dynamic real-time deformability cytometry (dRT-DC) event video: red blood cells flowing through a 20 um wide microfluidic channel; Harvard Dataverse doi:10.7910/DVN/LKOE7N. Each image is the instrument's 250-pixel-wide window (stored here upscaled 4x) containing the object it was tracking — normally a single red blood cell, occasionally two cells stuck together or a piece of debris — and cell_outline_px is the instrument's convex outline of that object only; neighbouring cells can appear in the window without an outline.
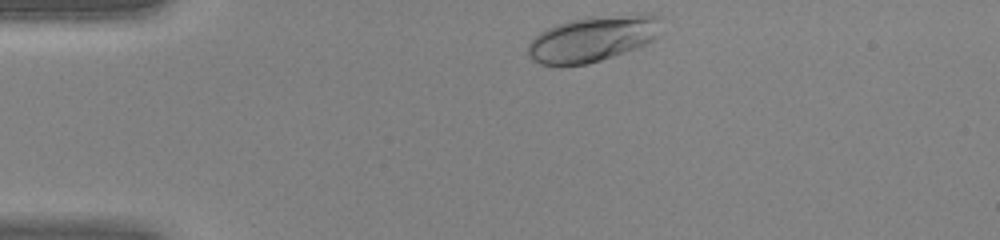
{"species": "human", "species_latin": "Homo sapiens", "temperature_condition": "warm", "stored_images_in_passage": 29, "camera_frame_rate_fps": 3000, "um_per_image_px": 0.085, "donor": {"sex": "female"}, "frame": {"image": 1, "passage_image": 1, "time_ms": 0.0, "image_size_px": [1000, 240], "cell_outline_px": [[660, 16], [656, 36], [652, 40], [636, 48], [588, 64], [560, 68], [540, 64], [532, 60], [528, 56], [528, 44], [540, 32], [556, 24], [568, 20], [588, 16], [640, 12], [652, 12]], "centroid_in_image_um": [50.35, 3.28], "position_along_channel_um": 34.6, "area_um2": 36.36}}
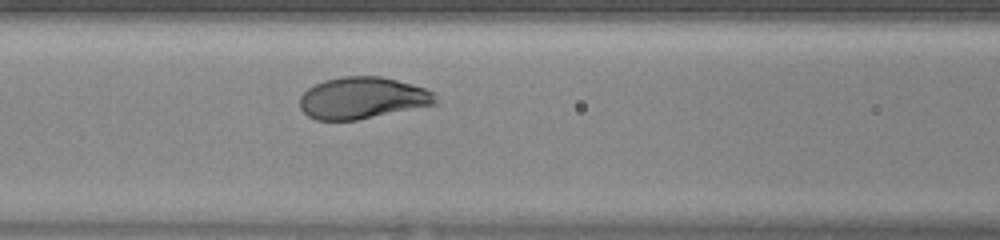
{"frame": {"image": 2, "passage_image": 11, "time_ms": 3.333, "image_size_px": [1000, 240], "cell_outline_px": [[436, 104], [356, 120], [316, 120], [308, 116], [300, 108], [300, 96], [308, 88], [324, 80], [340, 76], [380, 76], [396, 80], [424, 88], [432, 92], [436, 100]], "centroid_in_image_um": [30.76, 8.33], "position_along_channel_um": 135.8, "area_um2": 32.71}}
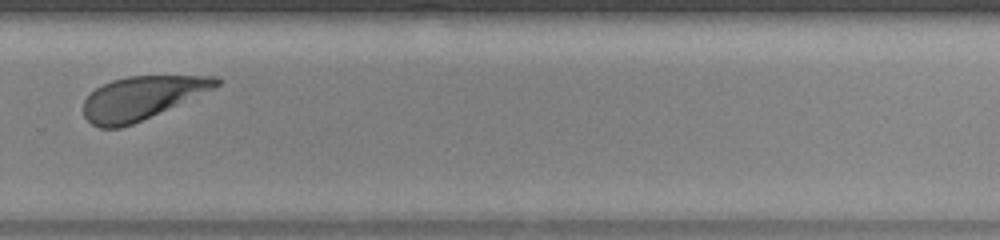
{"frame": {"image": 3, "passage_image": 23, "time_ms": 7.333, "image_size_px": [1000, 240], "cell_outline_px": [[220, 84], [216, 88], [132, 124], [120, 128], [100, 128], [92, 124], [84, 116], [84, 100], [96, 88], [112, 80], [128, 76], [216, 76], [220, 80]], "centroid_in_image_um": [12.05, 8.32], "position_along_channel_um": 317.8, "area_um2": 33.0}}